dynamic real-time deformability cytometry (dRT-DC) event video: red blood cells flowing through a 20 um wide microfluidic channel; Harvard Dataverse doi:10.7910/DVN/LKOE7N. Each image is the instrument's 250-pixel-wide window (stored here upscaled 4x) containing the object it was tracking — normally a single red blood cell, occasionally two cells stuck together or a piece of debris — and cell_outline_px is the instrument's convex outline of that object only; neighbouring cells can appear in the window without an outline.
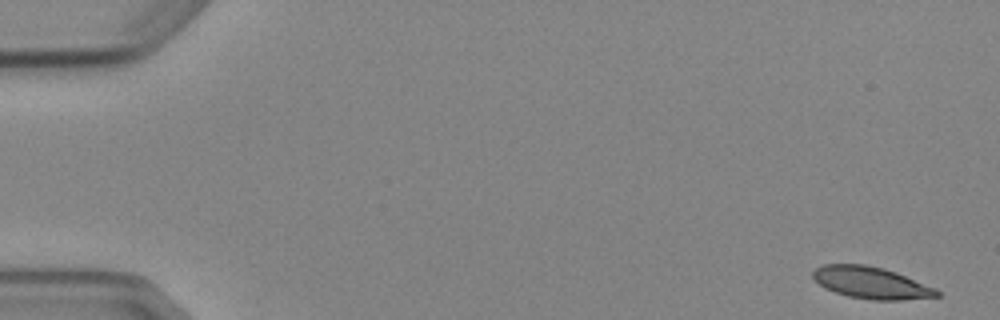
{"species": "Egyptian fruit bat (a non-hibernating species)", "species_latin": "Rousettus aegyptiacus", "temperature_condition": "cold", "stored_images_in_passage": 4, "camera_frame_rate_fps": 3000, "um_per_image_px": 0.085, "animal": {"sex": "female"}, "frame": {"image": 1, "passage_image": 1, "time_ms": 0.0, "image_size_px": [1000, 320], "cell_outline_px": [[940, 296], [900, 300], [872, 300], [848, 296], [824, 288], [812, 276], [812, 272], [816, 268], [824, 264], [864, 264], [884, 268], [896, 272], [936, 288], [940, 292]], "centroid_in_image_um": [74.05, 24.03], "position_along_channel_um": 10.9, "area_um2": 22.95}}
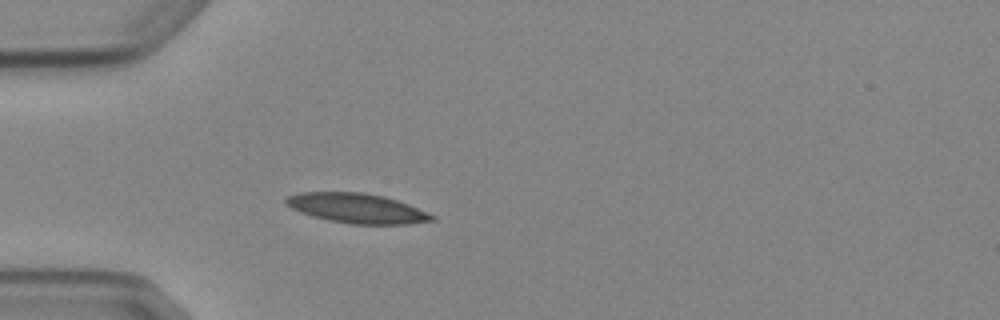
{"frame": {"image": 2, "passage_image": 4, "time_ms": 4.667, "image_size_px": [1000, 320], "cell_outline_px": [[436, 220], [408, 224], [348, 224], [328, 220], [312, 216], [300, 212], [284, 204], [284, 200], [288, 196], [300, 192], [364, 192], [384, 196], [408, 204], [428, 212], [436, 216]], "centroid_in_image_um": [30.34, 17.7], "position_along_channel_um": 54.7, "area_um2": 25.43}}